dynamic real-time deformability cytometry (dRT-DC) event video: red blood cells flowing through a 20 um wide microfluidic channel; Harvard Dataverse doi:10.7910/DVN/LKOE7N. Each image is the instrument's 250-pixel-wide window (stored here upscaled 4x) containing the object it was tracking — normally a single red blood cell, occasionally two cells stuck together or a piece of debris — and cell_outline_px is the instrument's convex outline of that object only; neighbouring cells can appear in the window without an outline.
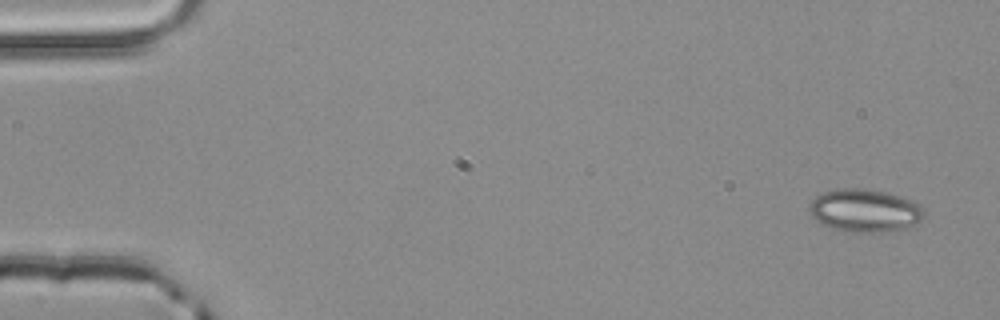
{"species": "common noctule bat (a hibernating species)", "species_latin": "Nyctalus noctula", "temperature_condition": "room temperature", "stored_images_in_passage": 3, "camera_frame_rate_fps": 3000, "um_per_image_px": 0.085, "animal": {"sex": "male", "body_mass_g": 20.4}, "frame": {"image": 1, "passage_image": 1, "time_ms": 0.0, "image_size_px": [1000, 320], "cell_outline_px": [[924, 216], [916, 224], [908, 228], [896, 232], [852, 232], [836, 228], [824, 224], [816, 220], [808, 212], [808, 204], [816, 196], [824, 192], [836, 188], [864, 188], [884, 192], [900, 196], [912, 200], [920, 204], [924, 208]], "centroid_in_image_um": [73.54, 17.9], "position_along_channel_um": 11.5, "area_um2": 29.02}}